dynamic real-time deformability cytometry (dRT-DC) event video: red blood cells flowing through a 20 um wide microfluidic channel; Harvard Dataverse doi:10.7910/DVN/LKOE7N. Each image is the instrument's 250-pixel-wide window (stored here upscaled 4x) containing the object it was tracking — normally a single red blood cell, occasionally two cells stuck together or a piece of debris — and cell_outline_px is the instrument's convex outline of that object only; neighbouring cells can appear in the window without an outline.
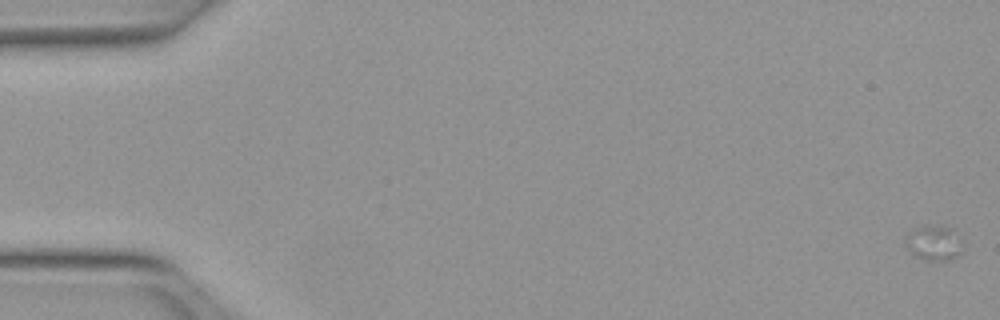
{"species": "Egyptian fruit bat (a non-hibernating species)", "species_latin": "Rousettus aegyptiacus", "temperature_condition": "warm", "stored_images_in_passage": 18, "camera_frame_rate_fps": 3000, "um_per_image_px": 0.085, "animal": {"sex": "female"}, "frame": {"image": 1, "passage_image": 1, "time_ms": 0.0, "image_size_px": [1000, 320], "cell_outline_px": [[964, 252], [960, 256], [948, 260], [924, 260], [912, 256], [904, 244], [904, 236], [912, 228], [952, 228], [964, 240]], "centroid_in_image_um": [79.41, 20.71], "position_along_channel_um": 5.6, "area_um2": 12.02}}